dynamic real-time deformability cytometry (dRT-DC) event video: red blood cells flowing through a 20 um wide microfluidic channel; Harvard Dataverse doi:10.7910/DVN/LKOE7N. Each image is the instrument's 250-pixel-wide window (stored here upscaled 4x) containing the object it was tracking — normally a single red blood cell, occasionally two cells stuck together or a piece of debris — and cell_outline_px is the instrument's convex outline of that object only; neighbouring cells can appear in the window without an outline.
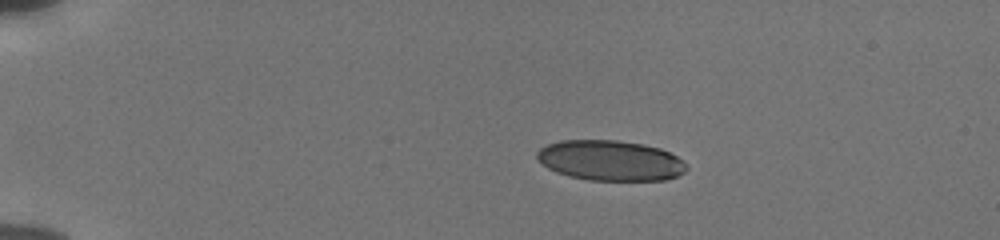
{"species": "human", "species_latin": "Homo sapiens", "temperature_condition": "cold", "stored_images_in_passage": 44, "camera_frame_rate_fps": 3000, "um_per_image_px": 0.085, "donor": {"sex": "male"}, "frame": {"image": 1, "passage_image": 1, "time_ms": 0.0, "image_size_px": [1000, 240], "cell_outline_px": [[688, 168], [684, 172], [676, 176], [664, 180], [588, 180], [556, 172], [548, 168], [536, 156], [536, 152], [540, 148], [548, 144], [560, 140], [616, 140], [644, 144], [660, 148], [676, 156]], "centroid_in_image_um": [51.86, 13.63], "position_along_channel_um": 33.1, "area_um2": 34.85}}
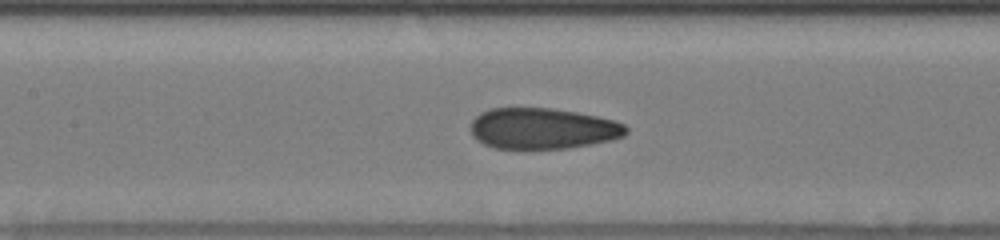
{"frame": {"image": 2, "passage_image": 17, "time_ms": 5.333, "image_size_px": [1000, 240], "cell_outline_px": [[628, 132], [624, 136], [612, 140], [568, 148], [492, 148], [484, 144], [472, 136], [472, 120], [480, 112], [488, 108], [552, 108], [576, 112], [616, 120], [624, 124], [628, 128]], "centroid_in_image_um": [46.14, 10.91], "position_along_channel_um": 161.3, "area_um2": 37.17}}
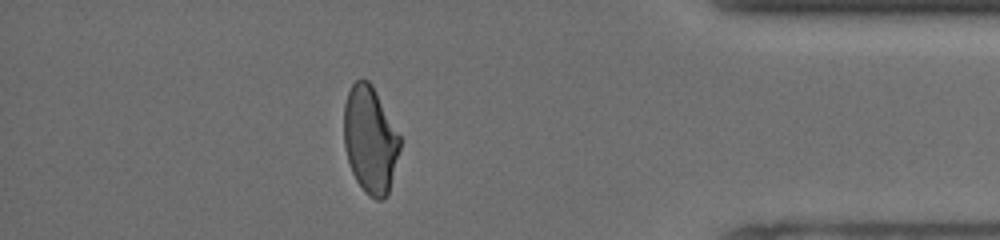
{"frame": {"image": 3, "passage_image": 38, "time_ms": 12.333, "image_size_px": [1000, 240], "cell_outline_px": [[400, 148], [388, 192], [384, 200], [376, 200], [368, 196], [364, 192], [356, 180], [352, 172], [348, 160], [344, 144], [344, 104], [348, 92], [352, 84], [356, 80], [368, 80], [372, 84], [400, 136]], "centroid_in_image_um": [31.45, 11.89], "position_along_channel_um": 403.8, "area_um2": 34.74}, "authors_computed_cell_mechanics": {"area_um2": 36.8186, "velocity_mm_per_s": 3.861, "shape_relaxation_time_tau1_ms": null, "shape_relaxation_time_tau2_ms": 1.1055, "deformation_change_tau1": null, "deformation_change_tau2": 0.0822}}